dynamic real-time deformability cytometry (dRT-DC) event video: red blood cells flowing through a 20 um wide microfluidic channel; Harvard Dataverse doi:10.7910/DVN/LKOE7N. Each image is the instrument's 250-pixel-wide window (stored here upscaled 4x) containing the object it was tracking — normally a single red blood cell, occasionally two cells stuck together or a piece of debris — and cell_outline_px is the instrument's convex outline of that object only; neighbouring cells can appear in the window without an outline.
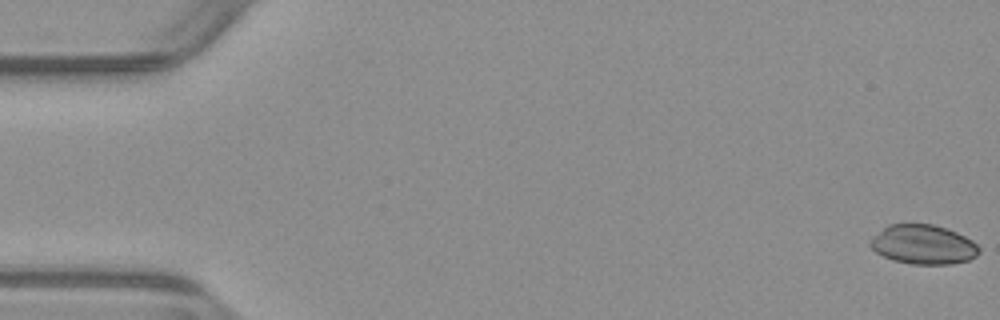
{"species": "common noctule bat (a hibernating species)", "species_latin": "Nyctalus noctula", "temperature_condition": "warm", "stored_images_in_passage": 53, "camera_frame_rate_fps": 3000, "um_per_image_px": 0.085, "animal": {"sex": "male", "body_mass_g": 23.1, "forearm_length_mm": 52.7}, "frame": {"image": 1, "passage_image": 1, "time_ms": 0.0, "image_size_px": [1000, 320], "cell_outline_px": [[980, 252], [976, 256], [968, 260], [952, 264], [912, 264], [892, 260], [876, 252], [868, 244], [872, 236], [888, 224], [932, 224], [956, 232], [972, 240], [980, 248]], "centroid_in_image_um": [78.46, 20.79], "position_along_channel_um": 6.5, "area_um2": 24.97}}
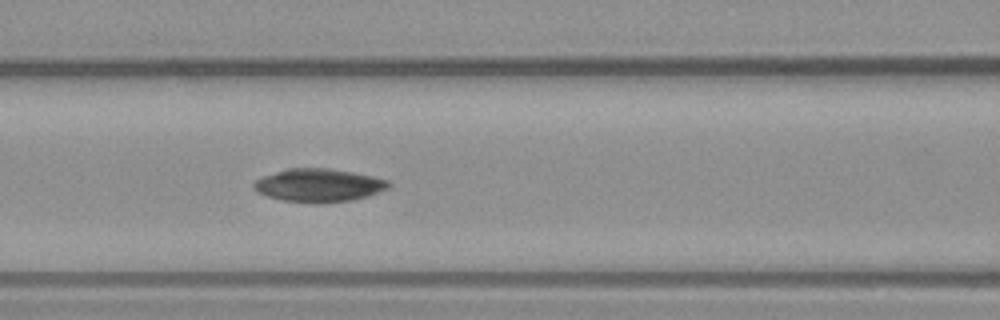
{"frame": {"image": 2, "passage_image": 23, "time_ms": 7.333, "image_size_px": [1000, 320], "cell_outline_px": [[392, 184], [388, 188], [368, 196], [352, 200], [320, 204], [316, 204], [280, 200], [268, 196], [260, 192], [252, 184], [256, 180], [264, 176], [288, 168], [328, 168], [352, 172], [372, 176], [388, 180]], "centroid_in_image_um": [27.13, 15.76], "position_along_channel_um": 139.5, "area_um2": 26.01}}
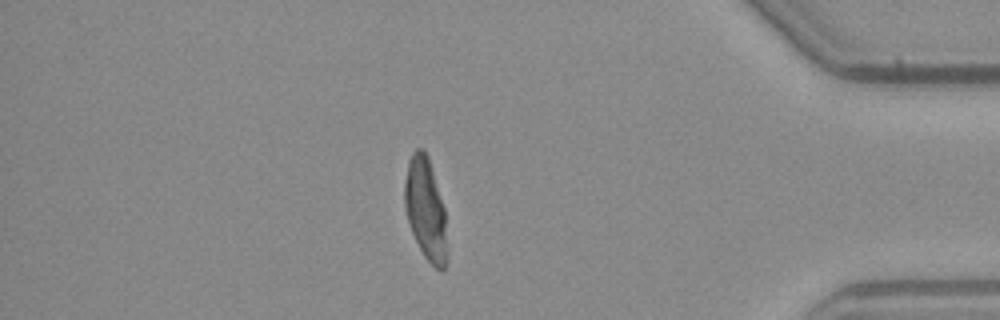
{"frame": {"image": 3, "passage_image": 46, "time_ms": 15.0, "image_size_px": [1000, 320], "cell_outline_px": [[448, 260], [444, 268], [440, 272], [424, 256], [412, 232], [404, 208], [404, 180], [408, 160], [412, 152], [416, 148], [424, 148], [428, 156], [444, 208], [448, 248]], "centroid_in_image_um": [36.18, 17.78], "position_along_channel_um": 399.0, "area_um2": 25.49}}